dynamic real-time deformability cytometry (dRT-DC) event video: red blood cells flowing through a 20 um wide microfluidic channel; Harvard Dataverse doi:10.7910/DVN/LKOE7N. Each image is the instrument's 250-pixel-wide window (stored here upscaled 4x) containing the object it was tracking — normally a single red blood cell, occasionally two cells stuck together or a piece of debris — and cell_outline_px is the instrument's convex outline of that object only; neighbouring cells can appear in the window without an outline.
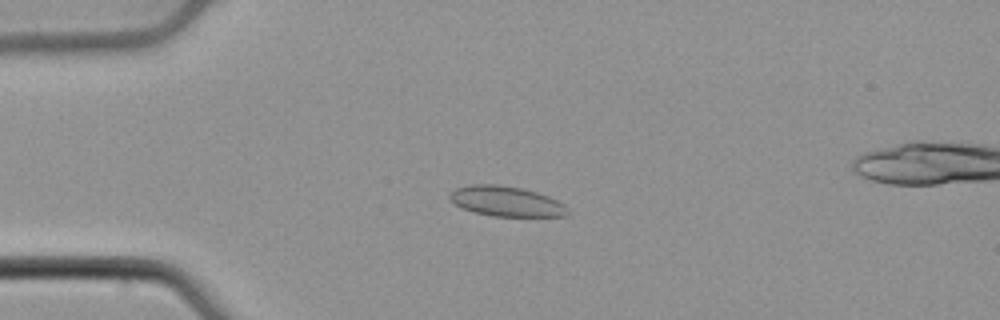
{"species": "common noctule bat (a hibernating species)", "species_latin": "Nyctalus noctula", "temperature_condition": "cold", "stored_images_in_passage": 52, "camera_frame_rate_fps": 3000, "um_per_image_px": 0.085, "animal": {"sex": "male", "body_mass_g": 21.5, "forearm_length_mm": 52.0}, "frame": {"image": 1, "passage_image": 11, "time_ms": 3.333, "image_size_px": [1000, 320], "cell_outline_px": [[568, 212], [564, 216], [492, 216], [460, 208], [448, 200], [448, 196], [456, 188], [472, 184], [496, 184], [520, 188], [536, 192], [548, 196], [564, 204]], "centroid_in_image_um": [42.97, 17.11], "position_along_channel_um": 42.0, "area_um2": 20.58}}
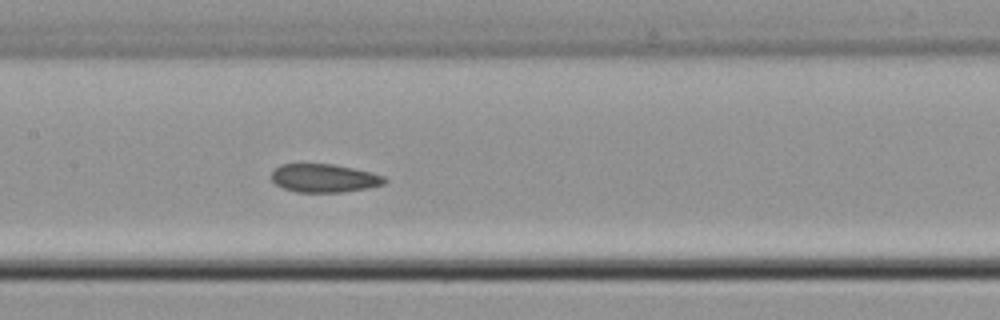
{"frame": {"image": 2, "passage_image": 24, "time_ms": 7.667, "image_size_px": [1000, 320], "cell_outline_px": [[388, 180], [384, 184], [364, 188], [340, 192], [296, 192], [284, 188], [276, 184], [272, 180], [272, 172], [280, 164], [332, 164], [352, 168], [384, 176]], "centroid_in_image_um": [27.53, 15.14], "position_along_channel_um": 179.9, "area_um2": 18.38}}
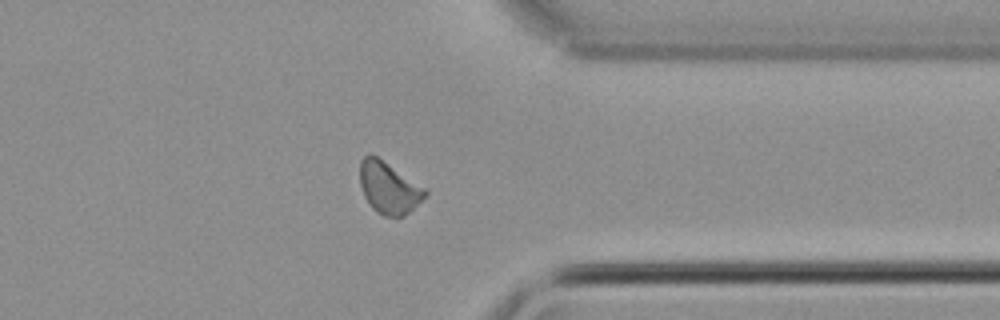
{"frame": {"image": 3, "passage_image": 40, "time_ms": 13.0, "image_size_px": [1000, 320], "cell_outline_px": [[428, 192], [404, 216], [384, 216], [376, 212], [368, 204], [364, 196], [360, 184], [360, 160], [368, 152], [376, 156], [428, 188]], "centroid_in_image_um": [33.03, 15.93], "position_along_channel_um": 378.4, "area_um2": 19.71}}